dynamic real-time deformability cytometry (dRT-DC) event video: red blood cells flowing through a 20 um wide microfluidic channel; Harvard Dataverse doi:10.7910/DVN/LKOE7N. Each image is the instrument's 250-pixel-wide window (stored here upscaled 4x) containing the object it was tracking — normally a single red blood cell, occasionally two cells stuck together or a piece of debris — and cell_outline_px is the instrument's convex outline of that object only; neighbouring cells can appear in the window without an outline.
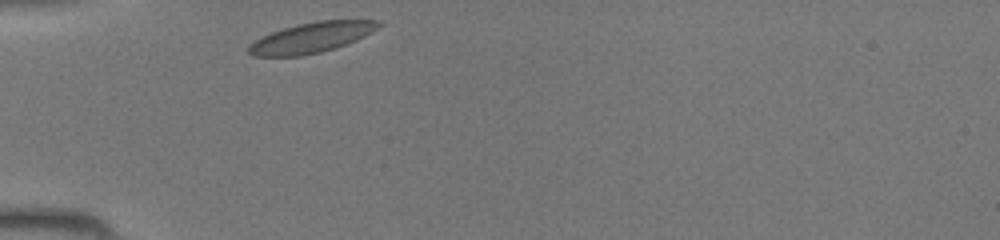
{"species": "common noctule bat (a hibernating species)", "species_latin": "Nyctalus noctula", "temperature_condition": "room temperature", "stored_images_in_passage": 26, "camera_frame_rate_fps": 3000, "um_per_image_px": 0.085, "animal": {"sex": "female", "body_mass_g": 19.5, "forearm_length_mm": 54.1}, "frame": {"image": 1, "passage_image": 1, "time_ms": 0.0, "image_size_px": [1000, 240], "cell_outline_px": [[384, 24], [372, 32], [356, 40], [336, 48], [320, 52], [300, 56], [252, 56], [248, 52], [248, 44], [272, 32], [284, 28], [316, 20], [380, 20]], "centroid_in_image_um": [26.51, 3.19], "position_along_channel_um": 58.5, "area_um2": 22.89}}
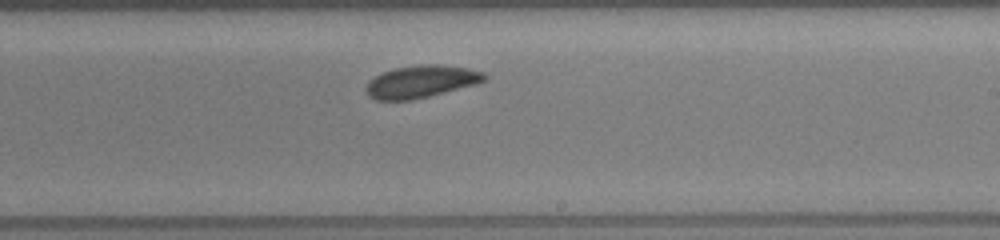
{"frame": {"image": 2, "passage_image": 15, "time_ms": 4.667, "image_size_px": [1000, 240], "cell_outline_px": [[488, 76], [484, 80], [476, 84], [412, 100], [376, 100], [368, 96], [364, 88], [368, 80], [384, 72], [396, 68], [424, 64], [436, 64], [464, 68], [484, 72]], "centroid_in_image_um": [35.75, 6.94], "position_along_channel_um": 253.2, "area_um2": 22.08}}
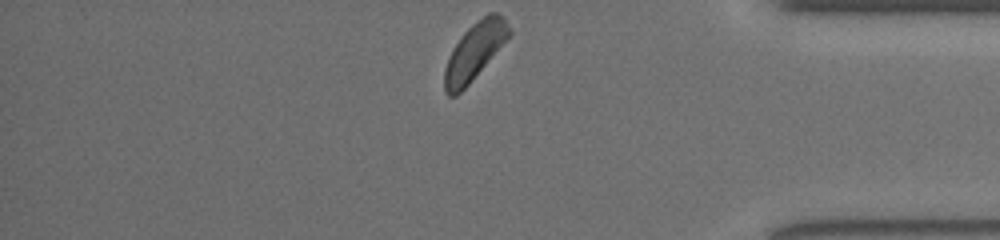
{"frame": {"image": 3, "passage_image": 26, "time_ms": 8.333, "image_size_px": [1000, 240], "cell_outline_px": [[512, 32], [468, 84], [456, 96], [448, 96], [444, 92], [444, 68], [452, 48], [460, 36], [476, 20], [488, 12], [500, 12], [504, 16]], "centroid_in_image_um": [40.31, 4.33], "position_along_channel_um": 394.9, "area_um2": 21.27}}